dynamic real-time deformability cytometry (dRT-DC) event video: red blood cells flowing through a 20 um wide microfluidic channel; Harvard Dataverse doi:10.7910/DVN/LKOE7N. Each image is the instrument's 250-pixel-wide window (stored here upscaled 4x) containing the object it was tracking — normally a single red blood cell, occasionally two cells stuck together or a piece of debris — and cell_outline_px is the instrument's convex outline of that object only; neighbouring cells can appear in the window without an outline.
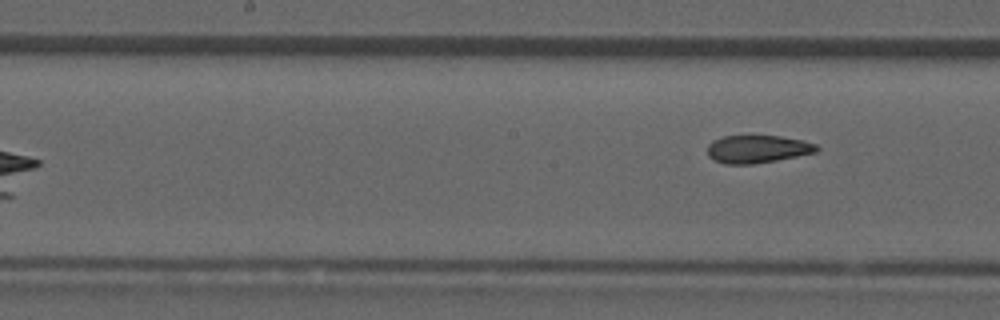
{"species": "common noctule bat (a hibernating species)", "species_latin": "Nyctalus noctula", "temperature_condition": "room temperature", "stored_images_in_passage": 8, "camera_frame_rate_fps": 3000, "um_per_image_px": 0.085, "animal": {"sex": "male", "forearm_length_mm": 52.5}, "frame": {"image": 1, "passage_image": 8, "time_ms": 2.333, "image_size_px": [1000, 320], "cell_outline_px": [[820, 148], [816, 152], [776, 160], [752, 164], [724, 164], [712, 160], [708, 156], [708, 144], [712, 140], [724, 136], [780, 136], [800, 140], [816, 144]], "centroid_in_image_um": [64.34, 12.67], "position_along_channel_um": 183.9, "area_um2": 17.63}}